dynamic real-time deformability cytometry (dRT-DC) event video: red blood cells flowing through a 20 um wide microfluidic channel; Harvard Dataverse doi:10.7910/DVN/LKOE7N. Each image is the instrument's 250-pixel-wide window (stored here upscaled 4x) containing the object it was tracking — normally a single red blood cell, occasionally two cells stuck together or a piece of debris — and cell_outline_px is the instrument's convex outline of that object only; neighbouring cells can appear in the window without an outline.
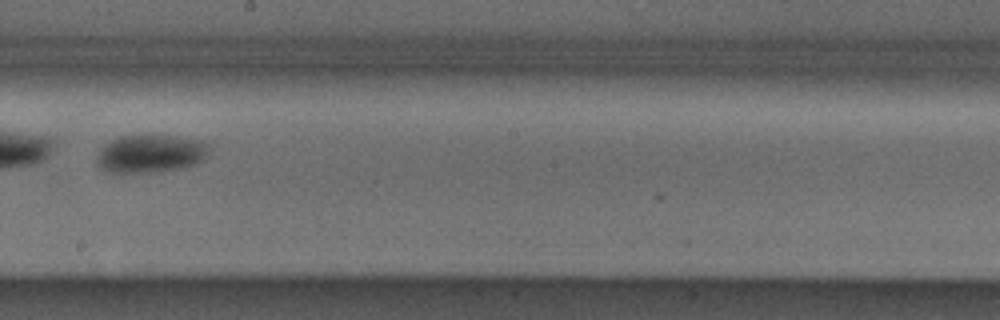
{"species": "Egyptian fruit bat (a non-hibernating species)", "species_latin": "Rousettus aegyptiacus", "temperature_condition": "cold", "stored_images_in_passage": 39, "camera_frame_rate_fps": 3000, "um_per_image_px": 0.085, "animal": {"sex": "male"}, "frame": {"image": 1, "passage_image": 17, "time_ms": 5.333, "image_size_px": [1000, 320], "cell_outline_px": [[208, 152], [196, 164], [184, 168], [152, 172], [108, 172], [100, 168], [96, 164], [96, 160], [104, 144], [120, 136], [172, 136], [204, 140], [208, 144]], "centroid_in_image_um": [12.79, 13.07], "position_along_channel_um": 235.4, "area_um2": 24.62}, "authors_computed_cell_mechanics": {"area_um2": 26.5302, "velocity_mm_per_s": 3.8503, "shape_relaxation_time_tau1_ms": 2.2526, "shape_relaxation_time_tau2_ms": null, "deformation_change_tau1": 0.0805, "deformation_change_tau2": null}}